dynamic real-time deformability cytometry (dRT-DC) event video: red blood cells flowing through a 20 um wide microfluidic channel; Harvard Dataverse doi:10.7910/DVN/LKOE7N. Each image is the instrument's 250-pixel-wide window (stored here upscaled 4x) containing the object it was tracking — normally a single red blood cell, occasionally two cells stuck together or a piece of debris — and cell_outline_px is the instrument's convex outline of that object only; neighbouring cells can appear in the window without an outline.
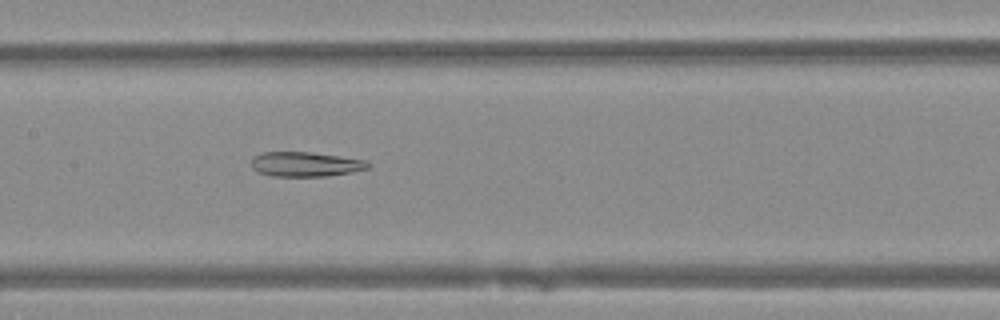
{"species": "Egyptian fruit bat (a non-hibernating species)", "species_latin": "Rousettus aegyptiacus", "temperature_condition": "warm", "stored_images_in_passage": 50, "camera_frame_rate_fps": 3000, "um_per_image_px": 0.085, "animal": {"sex": "female"}, "frame": {"image": 1, "passage_image": 25, "time_ms": 8.0, "image_size_px": [1000, 320], "cell_outline_px": [[372, 164], [368, 168], [348, 172], [324, 176], [272, 176], [256, 172], [252, 168], [252, 156], [264, 152], [312, 152], [364, 160]], "centroid_in_image_um": [25.9, 13.95], "position_along_channel_um": 181.5, "area_um2": 16.65}}
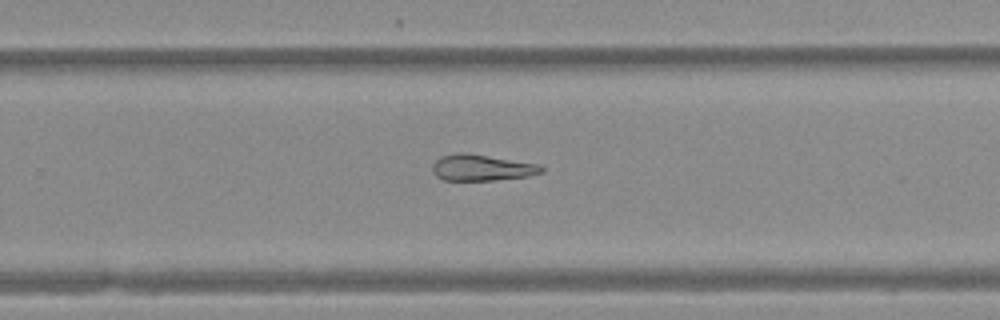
{"frame": {"image": 2, "passage_image": 33, "time_ms": 10.667, "image_size_px": [1000, 320], "cell_outline_px": [[544, 172], [528, 176], [496, 180], [444, 180], [436, 176], [432, 172], [432, 164], [440, 156], [456, 152], [468, 152], [540, 164], [544, 168]], "centroid_in_image_um": [40.94, 14.23], "position_along_channel_um": 288.9, "area_um2": 16.99}}
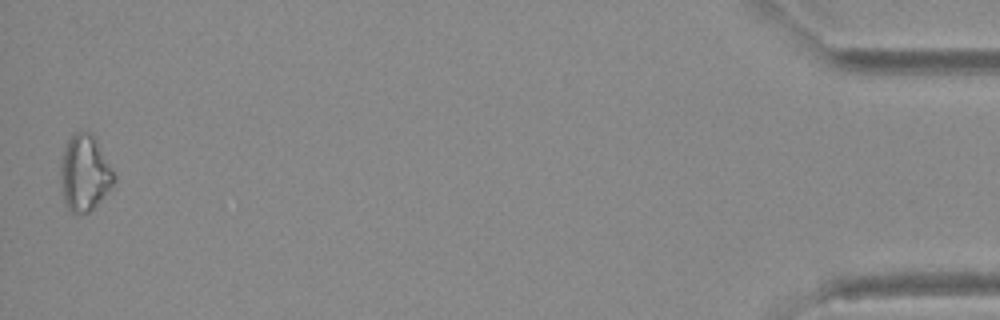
{"frame": {"image": 3, "passage_image": 50, "time_ms": 16.333, "image_size_px": [1000, 320], "cell_outline_px": [[116, 180], [96, 204], [88, 212], [72, 212], [64, 204], [60, 172], [60, 164], [64, 148], [72, 132], [92, 132], [96, 136], [116, 176]], "centroid_in_image_um": [7.19, 14.64], "position_along_channel_um": 428.0, "area_um2": 23.64}}